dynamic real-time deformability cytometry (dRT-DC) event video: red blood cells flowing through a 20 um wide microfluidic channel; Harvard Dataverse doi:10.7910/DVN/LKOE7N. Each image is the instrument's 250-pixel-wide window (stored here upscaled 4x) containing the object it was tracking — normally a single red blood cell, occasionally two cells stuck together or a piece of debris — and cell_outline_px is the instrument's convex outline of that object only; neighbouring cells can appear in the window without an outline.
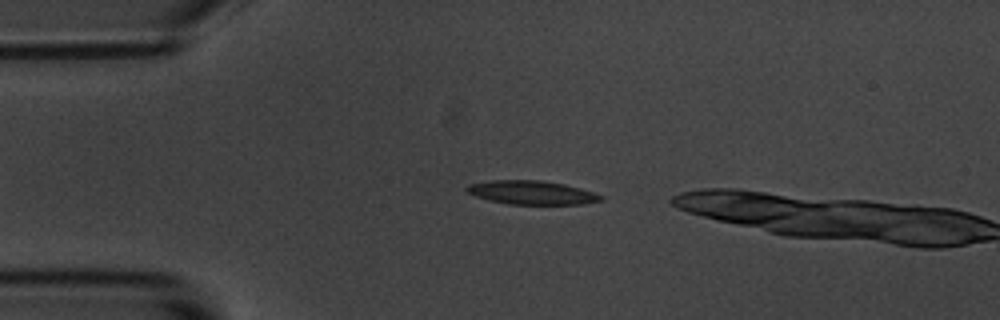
{"species": "common noctule bat (a hibernating species)", "species_latin": "Nyctalus noctula", "temperature_condition": "room temperature", "stored_images_in_passage": 2, "camera_frame_rate_fps": 3000, "um_per_image_px": 0.085, "animal": {"sex": "male", "body_mass_g": 20.1, "forearm_length_mm": 53.5}, "frame": {"image": 1, "passage_image": 1, "time_ms": 0.0, "image_size_px": [1000, 320], "cell_outline_px": [[604, 200], [584, 204], [508, 204], [488, 200], [476, 196], [468, 192], [464, 188], [468, 184], [488, 180], [540, 180], [564, 184], [580, 188], [604, 196]], "centroid_in_image_um": [45.18, 16.36], "position_along_channel_um": 39.8, "area_um2": 18.61}}